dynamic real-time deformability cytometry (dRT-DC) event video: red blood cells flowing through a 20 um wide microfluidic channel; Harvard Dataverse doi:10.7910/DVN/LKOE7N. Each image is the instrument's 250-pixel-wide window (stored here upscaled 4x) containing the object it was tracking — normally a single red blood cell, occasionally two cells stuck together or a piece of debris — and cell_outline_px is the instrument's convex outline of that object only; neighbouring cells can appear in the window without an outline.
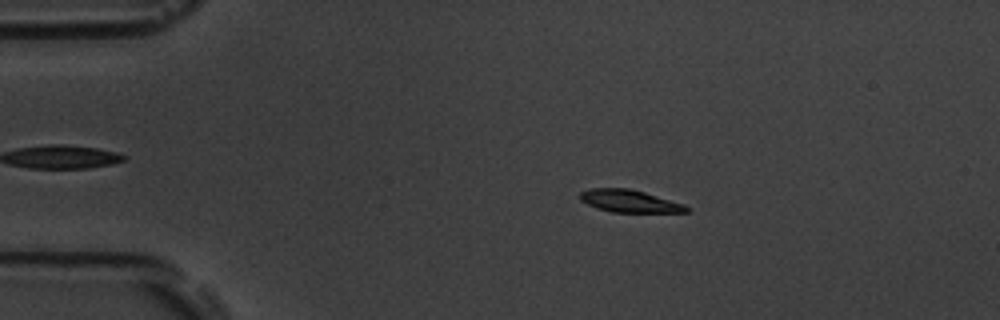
{"species": "common noctule bat (a hibernating species)", "species_latin": "Nyctalus noctula", "temperature_condition": "room temperature", "stored_images_in_passage": 56, "camera_frame_rate_fps": 3000, "um_per_image_px": 0.085, "animal": {"sex": "male", "body_mass_g": 19.5, "forearm_length_mm": 54.6}, "frame": {"image": 1, "passage_image": 11, "time_ms": 3.333, "image_size_px": [1000, 320], "cell_outline_px": [[688, 212], [612, 212], [596, 208], [580, 200], [580, 192], [592, 188], [628, 188], [644, 192], [684, 204], [688, 208]], "centroid_in_image_um": [53.48, 17.09], "position_along_channel_um": 31.5, "area_um2": 13.76}}
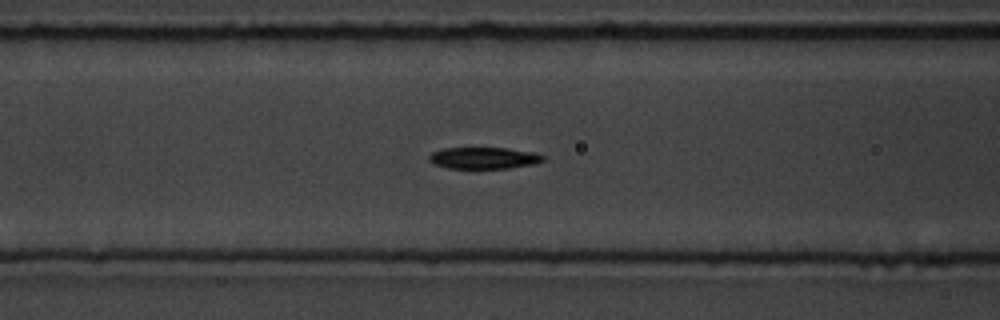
{"frame": {"image": 2, "passage_image": 23, "time_ms": 7.333, "image_size_px": [1000, 320], "cell_outline_px": [[544, 160], [536, 164], [508, 168], [448, 168], [432, 164], [428, 160], [428, 156], [432, 152], [444, 148], [508, 148], [532, 152], [544, 156]], "centroid_in_image_um": [41.09, 13.43], "position_along_channel_um": 125.5, "area_um2": 14.39}}
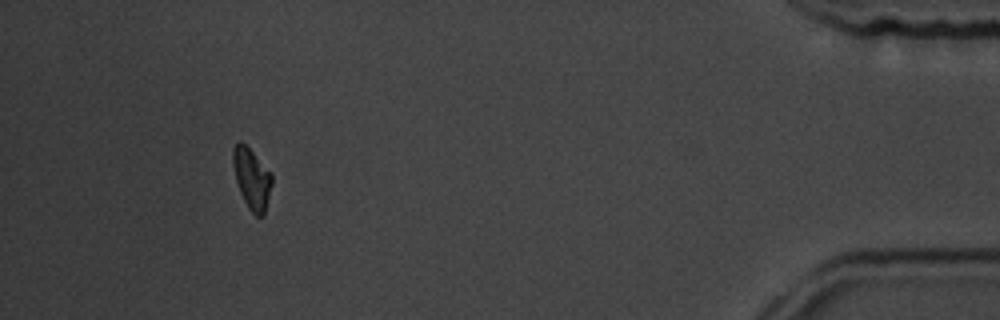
{"frame": {"image": 3, "passage_image": 52, "time_ms": 17.0, "image_size_px": [1000, 320], "cell_outline_px": [[272, 184], [264, 216], [256, 216], [248, 208], [240, 192], [236, 180], [232, 164], [232, 148], [240, 140], [272, 172]], "centroid_in_image_um": [21.4, 15.18], "position_along_channel_um": 413.8, "area_um2": 13.81}, "authors_computed_cell_mechanics": {"area_um2": 14.4211, "velocity_mm_per_s": 3.6536, "shape_relaxation_time_tau1_ms": 2.0847, "shape_relaxation_time_tau2_ms": null, "deformation_change_tau1": 0.1275, "deformation_change_tau2": null}}